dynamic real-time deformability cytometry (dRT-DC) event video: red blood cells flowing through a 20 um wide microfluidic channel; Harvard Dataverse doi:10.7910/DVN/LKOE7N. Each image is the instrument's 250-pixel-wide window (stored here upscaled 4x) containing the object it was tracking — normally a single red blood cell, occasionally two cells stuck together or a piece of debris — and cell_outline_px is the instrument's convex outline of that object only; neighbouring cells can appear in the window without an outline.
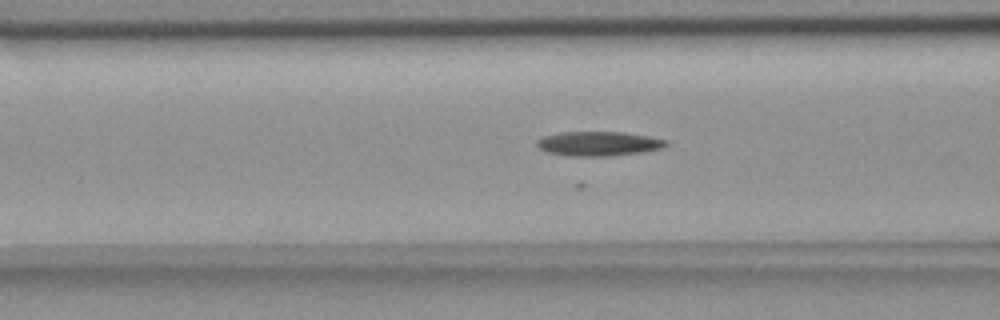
{"species": "common noctule bat (a hibernating species)", "species_latin": "Nyctalus noctula", "temperature_condition": "room temperature", "stored_images_in_passage": 22, "camera_frame_rate_fps": 3000, "um_per_image_px": 0.085, "animal": {"sex": "female", "body_mass_g": 18.4}, "frame": {"image": 1, "passage_image": 6, "time_ms": 1.667, "image_size_px": [1000, 320], "cell_outline_px": [[668, 144], [660, 148], [640, 152], [608, 156], [568, 156], [548, 152], [540, 148], [536, 144], [536, 140], [544, 136], [560, 132], [624, 132], [648, 136], [668, 140]], "centroid_in_image_um": [50.86, 12.2], "position_along_channel_um": 115.7, "area_um2": 18.26}}
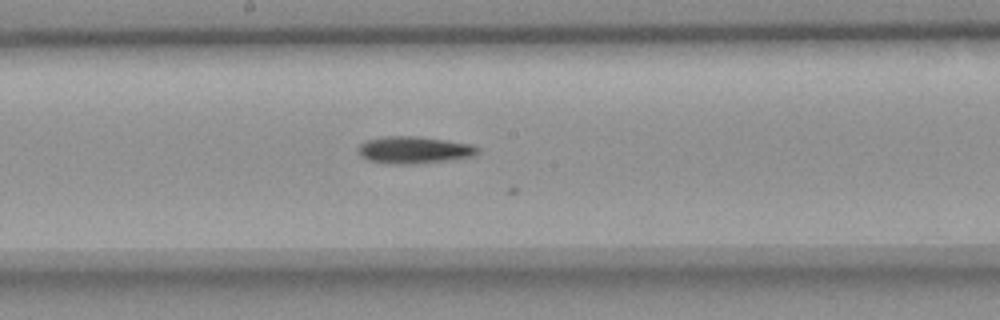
{"frame": {"image": 2, "passage_image": 14, "time_ms": 4.333, "image_size_px": [1000, 320], "cell_outline_px": [[480, 148], [476, 152], [468, 156], [444, 160], [412, 164], [392, 164], [368, 160], [360, 156], [360, 144], [368, 140], [380, 136], [416, 136], [444, 140], [468, 144]], "centroid_in_image_um": [35.1, 12.74], "position_along_channel_um": 213.1, "area_um2": 18.26}}
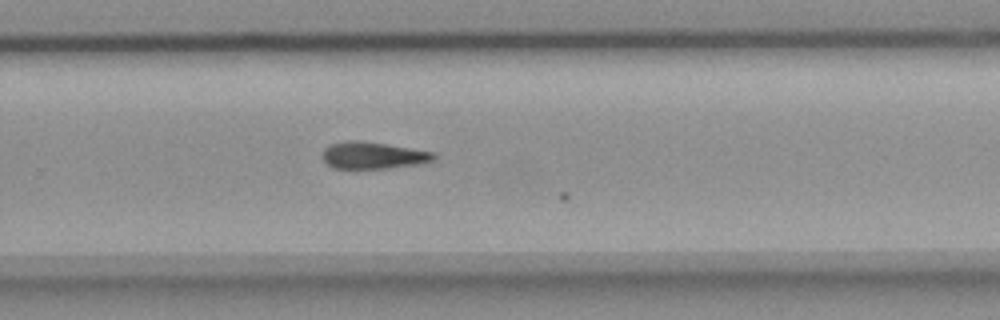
{"frame": {"image": 3, "passage_image": 21, "time_ms": 6.667, "image_size_px": [1000, 320], "cell_outline_px": [[436, 156], [432, 160], [416, 164], [388, 168], [332, 168], [320, 156], [320, 152], [328, 144], [348, 140], [360, 140], [388, 144], [436, 152]], "centroid_in_image_um": [31.65, 13.18], "position_along_channel_um": 298.2, "area_um2": 17.63}}